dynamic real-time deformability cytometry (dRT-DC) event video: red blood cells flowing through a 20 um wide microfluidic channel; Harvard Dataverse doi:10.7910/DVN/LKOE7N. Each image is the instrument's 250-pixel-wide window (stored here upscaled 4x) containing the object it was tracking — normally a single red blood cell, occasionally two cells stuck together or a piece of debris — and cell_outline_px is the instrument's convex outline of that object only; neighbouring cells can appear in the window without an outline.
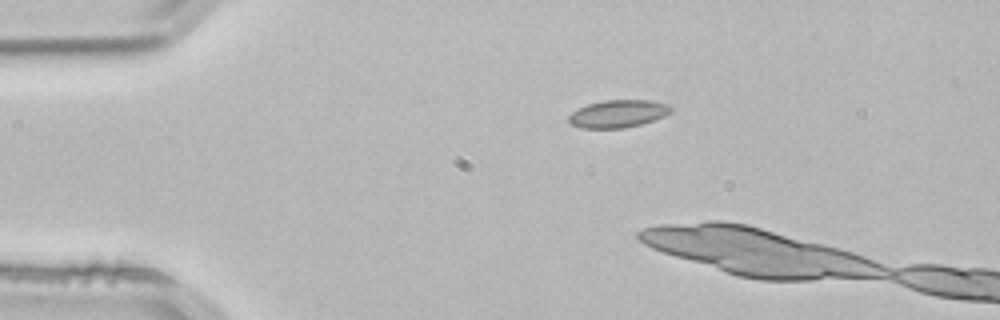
{"species": "common noctule bat (a hibernating species)", "species_latin": "Nyctalus noctula", "temperature_condition": "room temperature", "stored_images_in_passage": 5, "camera_frame_rate_fps": 3000, "um_per_image_px": 0.085, "animal": {"sex": "male", "body_mass_g": 21.5, "forearm_length_mm": 52.0}, "frame": {"image": 1, "passage_image": 1, "time_ms": 0.0, "image_size_px": [1000, 320], "cell_outline_px": [[672, 112], [664, 116], [640, 124], [624, 128], [580, 128], [568, 124], [568, 116], [572, 112], [588, 104], [604, 100], [648, 100], [668, 104], [672, 108]], "centroid_in_image_um": [52.51, 9.67], "position_along_channel_um": 32.5, "area_um2": 16.42}}